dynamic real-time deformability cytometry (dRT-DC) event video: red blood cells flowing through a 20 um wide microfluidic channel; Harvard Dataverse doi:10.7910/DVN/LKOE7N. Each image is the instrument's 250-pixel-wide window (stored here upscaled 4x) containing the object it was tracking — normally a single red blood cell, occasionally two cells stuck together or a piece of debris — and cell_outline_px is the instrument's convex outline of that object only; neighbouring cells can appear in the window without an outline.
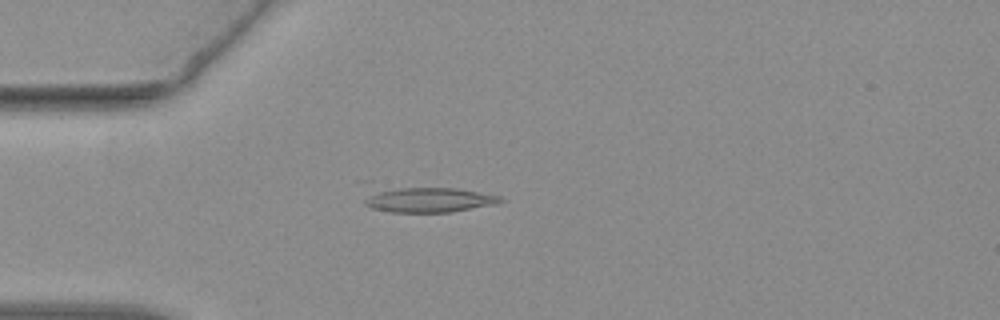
{"species": "common noctule bat (a hibernating species)", "species_latin": "Nyctalus noctula", "temperature_condition": "warm", "stored_images_in_passage": 35, "camera_frame_rate_fps": 3000, "um_per_image_px": 0.085, "animal": {"sex": "female", "body_mass_g": 19.3, "forearm_length_mm": 54.1}, "frame": {"image": 1, "passage_image": 3, "time_ms": 0.667, "image_size_px": [1000, 320], "cell_outline_px": [[504, 200], [496, 204], [452, 212], [392, 212], [372, 208], [364, 204], [356, 180], [372, 180], [456, 188], [500, 196]], "centroid_in_image_um": [35.79, 16.79], "position_along_channel_um": 49.2, "area_um2": 23.81}}
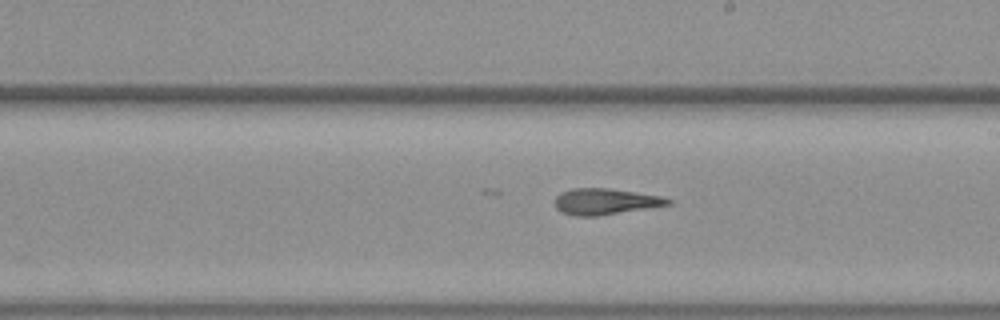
{"frame": {"image": 2, "passage_image": 19, "time_ms": 6.0, "image_size_px": [1000, 320], "cell_outline_px": [[672, 204], [596, 216], [576, 216], [560, 212], [556, 208], [556, 196], [560, 192], [572, 188], [608, 188], [660, 196], [672, 200]], "centroid_in_image_um": [51.41, 17.13], "position_along_channel_um": 237.6, "area_um2": 17.05}}
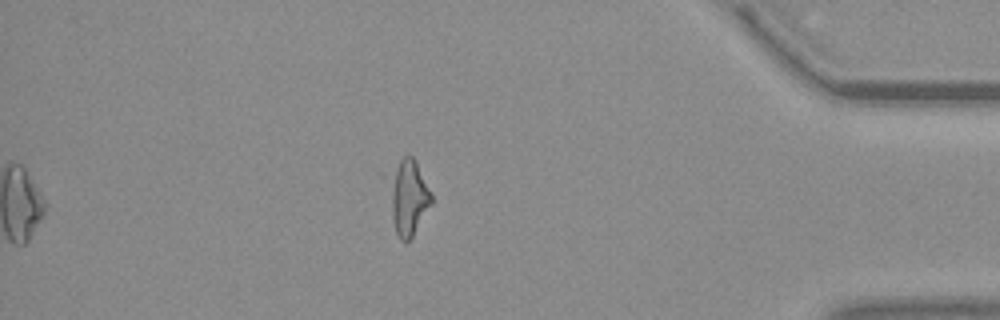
{"frame": {"image": 3, "passage_image": 35, "time_ms": 11.333, "image_size_px": [1000, 320], "cell_outline_px": [[432, 204], [412, 236], [408, 240], [400, 240], [396, 232], [392, 216], [388, 176], [400, 160], [404, 156], [412, 156], [416, 160], [432, 192]], "centroid_in_image_um": [34.73, 16.73], "position_along_channel_um": 400.5, "area_um2": 18.44}, "authors_computed_cell_mechanics": {"area_um2": 17.6868, "velocity_mm_per_s": 3.8097, "shape_relaxation_time_tau1_ms": 6.6213, "shape_relaxation_time_tau2_ms": 2.2374, "deformation_change_tau1": 0.2532, "deformation_change_tau2": 0.1451}}